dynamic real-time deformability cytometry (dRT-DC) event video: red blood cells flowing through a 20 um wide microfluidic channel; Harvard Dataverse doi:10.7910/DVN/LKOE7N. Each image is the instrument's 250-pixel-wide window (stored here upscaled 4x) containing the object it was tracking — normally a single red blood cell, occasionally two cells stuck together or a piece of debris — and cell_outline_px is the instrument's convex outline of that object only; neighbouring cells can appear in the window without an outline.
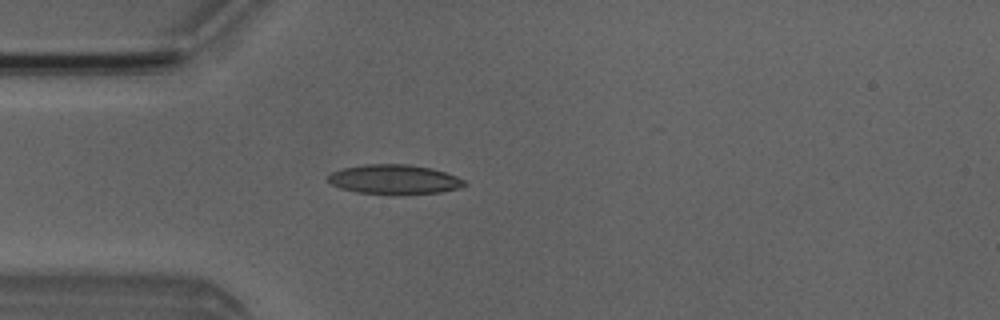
{"species": "Egyptian fruit bat (a non-hibernating species)", "species_latin": "Rousettus aegyptiacus", "temperature_condition": "room temperature", "stored_images_in_passage": 5, "camera_frame_rate_fps": 3000, "um_per_image_px": 0.085, "animal": {"sex": "male"}, "frame": {"image": 1, "passage_image": 5, "time_ms": 5.667, "image_size_px": [1000, 320], "cell_outline_px": [[468, 184], [460, 188], [440, 192], [392, 196], [356, 192], [340, 188], [332, 184], [328, 180], [328, 176], [332, 172], [344, 168], [364, 164], [408, 164], [432, 168], [456, 176], [464, 180]], "centroid_in_image_um": [33.53, 15.27], "position_along_channel_um": 51.5, "area_um2": 23.87}}